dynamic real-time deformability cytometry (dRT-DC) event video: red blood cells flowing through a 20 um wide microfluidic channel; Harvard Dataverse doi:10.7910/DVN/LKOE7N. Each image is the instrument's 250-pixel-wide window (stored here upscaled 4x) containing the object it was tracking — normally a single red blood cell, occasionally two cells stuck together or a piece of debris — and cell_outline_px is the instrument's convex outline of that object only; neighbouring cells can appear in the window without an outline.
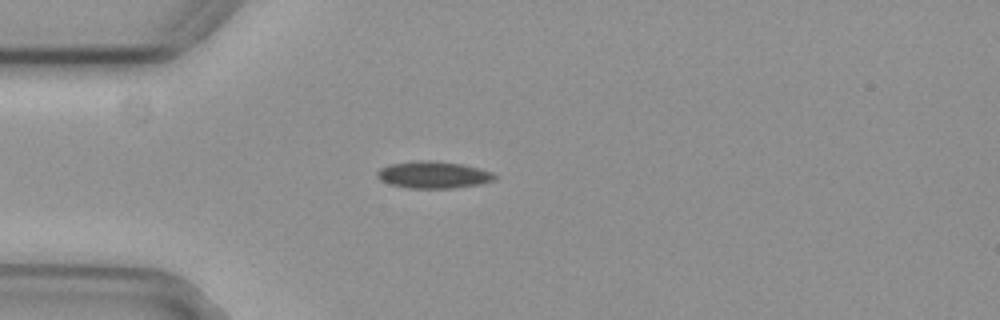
{"species": "common noctule bat (a hibernating species)", "species_latin": "Nyctalus noctula", "temperature_condition": "cold", "stored_images_in_passage": 40, "camera_frame_rate_fps": 3000, "um_per_image_px": 0.085, "animal": {"sex": "female", "body_mass_g": 29.2, "forearm_length_mm": 56.3}, "frame": {"image": 1, "passage_image": 4, "time_ms": 1.0, "image_size_px": [1000, 320], "cell_outline_px": [[496, 180], [480, 184], [452, 188], [408, 188], [392, 184], [380, 180], [376, 176], [376, 172], [380, 168], [388, 164], [428, 160], [460, 164], [480, 168], [492, 172], [496, 176]], "centroid_in_image_um": [36.84, 14.86], "position_along_channel_um": 48.2, "area_um2": 18.32}}
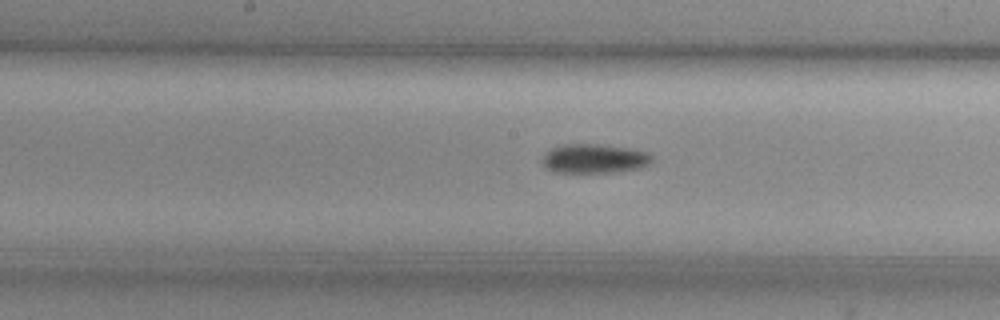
{"frame": {"image": 2, "passage_image": 17, "time_ms": 5.333, "image_size_px": [1000, 320], "cell_outline_px": [[652, 160], [648, 164], [640, 168], [616, 172], [552, 172], [544, 168], [540, 160], [552, 148], [564, 144], [600, 144], [632, 148], [648, 152], [652, 156]], "centroid_in_image_um": [50.51, 13.48], "position_along_channel_um": 197.7, "area_um2": 18.84}}
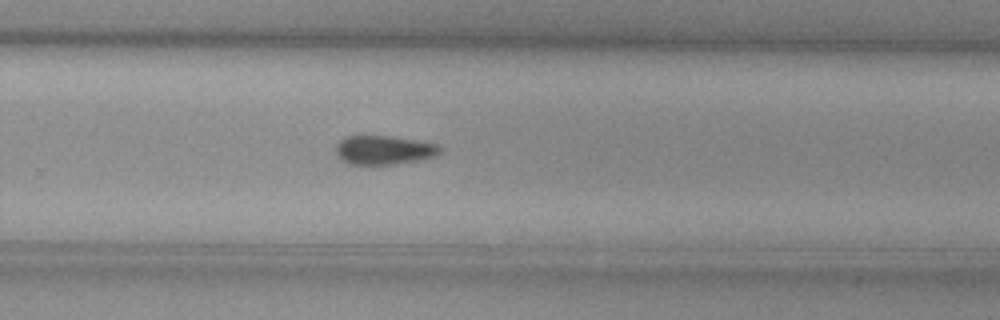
{"frame": {"image": 3, "passage_image": 25, "time_ms": 8.0, "image_size_px": [1000, 320], "cell_outline_px": [[440, 152], [436, 156], [420, 160], [396, 164], [348, 164], [340, 160], [336, 156], [336, 144], [344, 136], [392, 136], [436, 144], [440, 148]], "centroid_in_image_um": [32.58, 12.76], "position_along_channel_um": 297.2, "area_um2": 17.63}}